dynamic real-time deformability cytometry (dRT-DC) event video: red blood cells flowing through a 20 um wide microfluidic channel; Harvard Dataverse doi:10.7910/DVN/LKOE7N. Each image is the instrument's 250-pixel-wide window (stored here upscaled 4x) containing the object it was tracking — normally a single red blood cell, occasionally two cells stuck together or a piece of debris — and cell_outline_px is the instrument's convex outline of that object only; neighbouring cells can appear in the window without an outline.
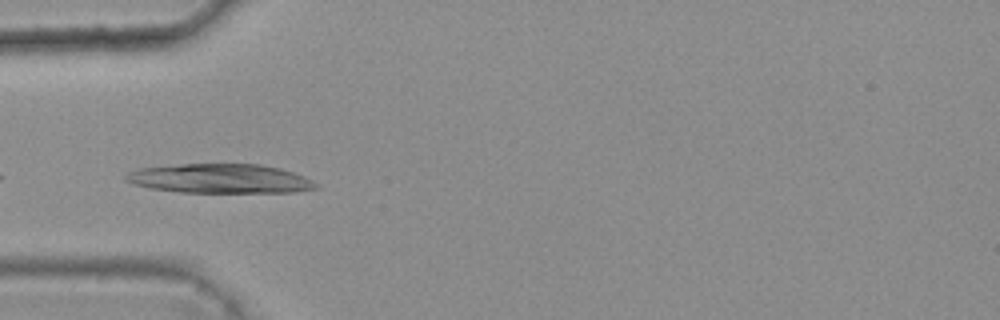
{"species": "common noctule bat (a hibernating species)", "species_latin": "Nyctalus noctula", "temperature_condition": "warm", "stored_images_in_passage": 5, "camera_frame_rate_fps": 3000, "um_per_image_px": 0.085, "animal": {"sex": "female", "body_mass_g": 25.1}, "frame": {"image": 1, "passage_image": 3, "time_ms": 0.667, "image_size_px": [1000, 320], "cell_outline_px": [[316, 188], [296, 192], [180, 192], [152, 188], [136, 184], [124, 180], [124, 176], [128, 172], [140, 168], [180, 164], [260, 164], [280, 168], [304, 176], [312, 180], [316, 184]], "centroid_in_image_um": [18.71, 15.17], "position_along_channel_um": 66.3, "area_um2": 32.19}}
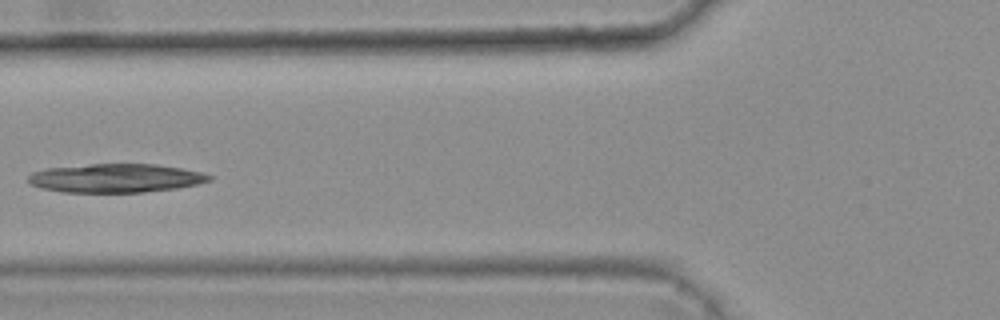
{"frame": {"image": 2, "passage_image": 4, "time_ms": 1.0, "image_size_px": [1000, 320], "cell_outline_px": [[212, 180], [196, 184], [176, 188], [144, 192], [60, 192], [44, 188], [32, 184], [28, 180], [28, 176], [32, 172], [48, 168], [92, 164], [156, 164], [180, 168], [200, 172], [212, 176]], "centroid_in_image_um": [9.84, 15.14], "position_along_channel_um": 116.0, "area_um2": 30.0}}
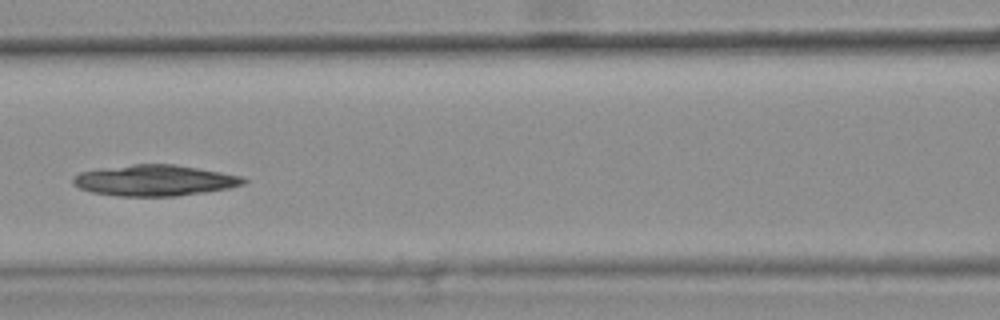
{"frame": {"image": 3, "passage_image": 5, "time_ms": 1.333, "image_size_px": [1000, 320], "cell_outline_px": [[248, 180], [244, 184], [228, 188], [204, 192], [176, 196], [120, 196], [92, 192], [80, 188], [72, 184], [72, 176], [80, 172], [100, 168], [132, 164], [172, 164], [244, 176]], "centroid_in_image_um": [13.12, 15.33], "position_along_channel_um": 153.5, "area_um2": 30.75}}